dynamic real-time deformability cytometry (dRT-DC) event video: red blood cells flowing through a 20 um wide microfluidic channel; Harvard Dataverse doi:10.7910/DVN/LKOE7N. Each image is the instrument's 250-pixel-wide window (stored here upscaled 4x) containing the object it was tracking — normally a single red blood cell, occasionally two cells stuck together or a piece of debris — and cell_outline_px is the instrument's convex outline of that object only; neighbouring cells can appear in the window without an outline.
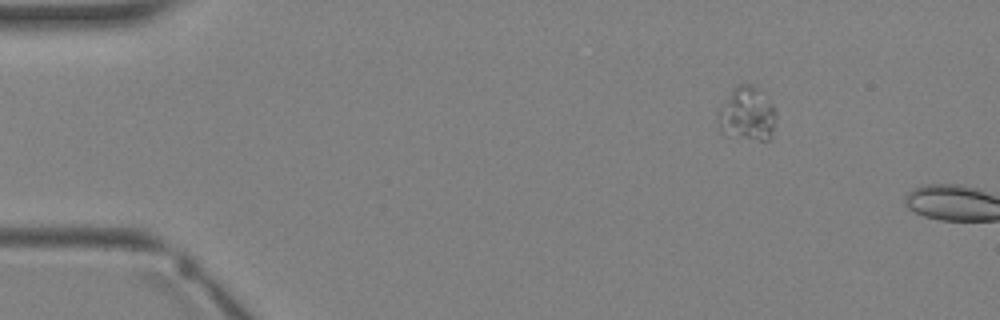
{"species": "Egyptian fruit bat (a non-hibernating species)", "species_latin": "Rousettus aegyptiacus", "temperature_condition": "warm", "stored_images_in_passage": 4, "segment_of_instrument_passage": [2, 2], "camera_frame_rate_fps": 3000, "um_per_image_px": 0.085, "animal": {"sex": "female"}, "frame": {"image": 1, "passage_image": 4, "time_ms": 3.333, "image_size_px": [1000, 320], "cell_outline_px": [[776, 120], [772, 136], [768, 140], [760, 140], [724, 136], [716, 128], [716, 116], [720, 104], [740, 84], [752, 84], [772, 104], [776, 112]], "centroid_in_image_um": [63.45, 9.75], "position_along_channel_um": 21.6, "area_um2": 18.55}}